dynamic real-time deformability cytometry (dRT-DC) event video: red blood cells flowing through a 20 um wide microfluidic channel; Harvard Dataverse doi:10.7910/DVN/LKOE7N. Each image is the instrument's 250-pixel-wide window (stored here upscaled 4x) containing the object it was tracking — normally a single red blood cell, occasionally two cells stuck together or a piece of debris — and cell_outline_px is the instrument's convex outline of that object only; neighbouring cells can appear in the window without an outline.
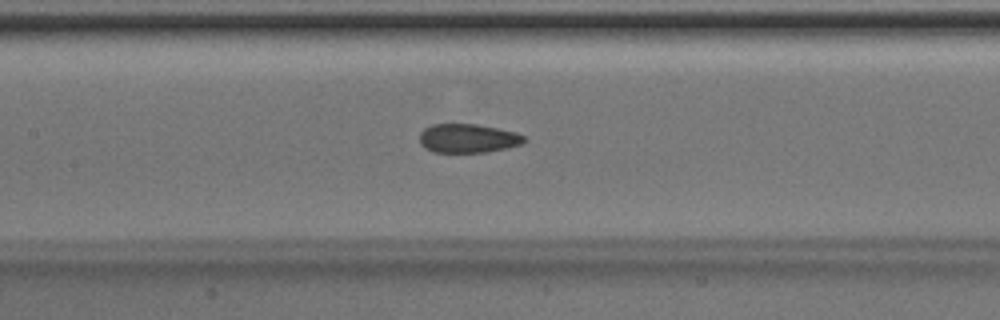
{"species": "Egyptian fruit bat (a non-hibernating species)", "species_latin": "Rousettus aegyptiacus", "temperature_condition": "room temperature", "stored_images_in_passage": 42, "camera_frame_rate_fps": 3000, "um_per_image_px": 0.085, "animal": {"sex": "male"}, "frame": {"image": 1, "passage_image": 21, "time_ms": 6.667, "image_size_px": [1000, 320], "cell_outline_px": [[524, 140], [520, 144], [504, 148], [484, 152], [432, 152], [424, 148], [420, 144], [420, 132], [424, 128], [432, 124], [476, 124], [516, 132], [524, 136]], "centroid_in_image_um": [39.7, 11.75], "position_along_channel_um": 167.7, "area_um2": 17.46}}
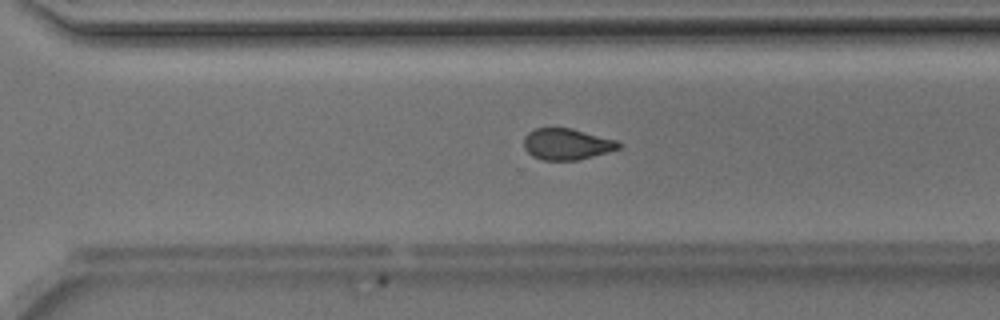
{"frame": {"image": 2, "passage_image": 32, "time_ms": 10.333, "image_size_px": [1000, 320], "cell_outline_px": [[620, 148], [608, 152], [576, 160], [540, 160], [532, 156], [524, 148], [524, 136], [528, 132], [536, 128], [572, 128], [616, 140], [620, 144]], "centroid_in_image_um": [48.14, 12.25], "position_along_channel_um": 322.5, "area_um2": 17.22}}
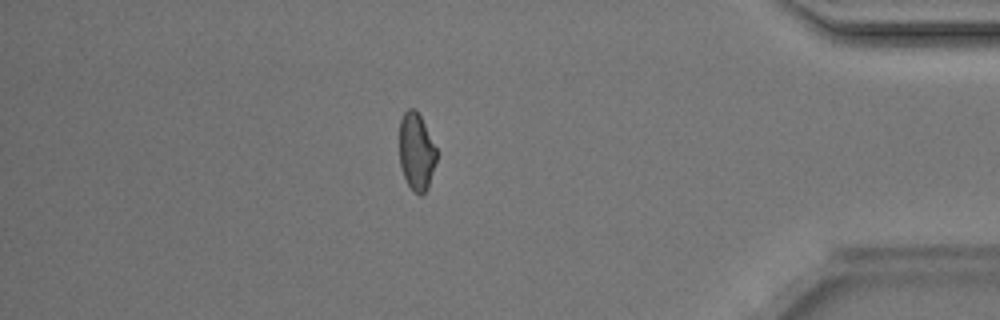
{"frame": {"image": 3, "passage_image": 40, "time_ms": 13.0, "image_size_px": [1000, 320], "cell_outline_px": [[436, 160], [428, 188], [420, 196], [412, 192], [404, 176], [400, 164], [400, 120], [404, 112], [408, 108], [416, 108], [436, 148]], "centroid_in_image_um": [35.38, 12.9], "position_along_channel_um": 399.8, "area_um2": 16.65}, "authors_computed_cell_mechanics": {"area_um2": 18.3226, "velocity_mm_per_s": 4.2343, "shape_relaxation_time_tau1_ms": 9.716, "shape_relaxation_time_tau2_ms": 1.5896, "deformation_change_tau1": 0.1859, "deformation_change_tau2": 0.0595}}